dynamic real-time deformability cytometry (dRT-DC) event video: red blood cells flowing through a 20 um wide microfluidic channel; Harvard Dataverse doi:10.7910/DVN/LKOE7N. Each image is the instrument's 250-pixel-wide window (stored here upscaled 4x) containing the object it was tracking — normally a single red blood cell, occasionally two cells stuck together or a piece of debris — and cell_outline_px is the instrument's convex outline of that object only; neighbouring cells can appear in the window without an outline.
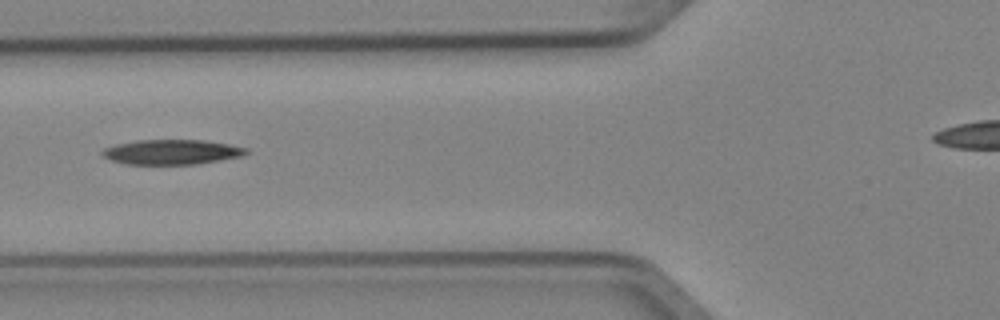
{"species": "Egyptian fruit bat (a non-hibernating species)", "species_latin": "Rousettus aegyptiacus", "temperature_condition": "cold", "stored_images_in_passage": 4, "camera_frame_rate_fps": 3000, "um_per_image_px": 0.085, "animal": {"sex": "female"}, "frame": {"image": 1, "passage_image": 3, "time_ms": 0.667, "image_size_px": [1000, 320], "cell_outline_px": [[248, 152], [244, 156], [196, 164], [128, 164], [112, 160], [104, 156], [100, 152], [104, 148], [116, 144], [140, 140], [204, 140], [228, 144], [248, 148]], "centroid_in_image_um": [14.63, 12.92], "position_along_channel_um": 111.2, "area_um2": 20.75}}